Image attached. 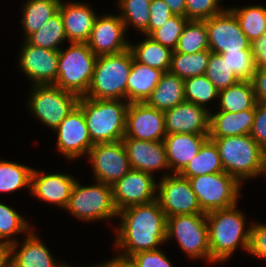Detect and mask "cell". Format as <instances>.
Returning a JSON list of instances; mask_svg holds the SVG:
<instances>
[{
  "label": "cell",
  "instance_id": "33",
  "mask_svg": "<svg viewBox=\"0 0 266 267\" xmlns=\"http://www.w3.org/2000/svg\"><path fill=\"white\" fill-rule=\"evenodd\" d=\"M228 9L236 16L250 43L266 33V7L256 4Z\"/></svg>",
  "mask_w": 266,
  "mask_h": 267
},
{
  "label": "cell",
  "instance_id": "11",
  "mask_svg": "<svg viewBox=\"0 0 266 267\" xmlns=\"http://www.w3.org/2000/svg\"><path fill=\"white\" fill-rule=\"evenodd\" d=\"M157 184V200L166 217L204 213L187 178L165 174Z\"/></svg>",
  "mask_w": 266,
  "mask_h": 267
},
{
  "label": "cell",
  "instance_id": "14",
  "mask_svg": "<svg viewBox=\"0 0 266 267\" xmlns=\"http://www.w3.org/2000/svg\"><path fill=\"white\" fill-rule=\"evenodd\" d=\"M57 133V150L67 160H75L87 155L94 146L83 110L77 105L54 130Z\"/></svg>",
  "mask_w": 266,
  "mask_h": 267
},
{
  "label": "cell",
  "instance_id": "48",
  "mask_svg": "<svg viewBox=\"0 0 266 267\" xmlns=\"http://www.w3.org/2000/svg\"><path fill=\"white\" fill-rule=\"evenodd\" d=\"M252 87L258 103L266 104V69L257 68L252 80Z\"/></svg>",
  "mask_w": 266,
  "mask_h": 267
},
{
  "label": "cell",
  "instance_id": "32",
  "mask_svg": "<svg viewBox=\"0 0 266 267\" xmlns=\"http://www.w3.org/2000/svg\"><path fill=\"white\" fill-rule=\"evenodd\" d=\"M29 44L48 50H60L63 41L67 40L63 20L58 11L37 31L25 39Z\"/></svg>",
  "mask_w": 266,
  "mask_h": 267
},
{
  "label": "cell",
  "instance_id": "28",
  "mask_svg": "<svg viewBox=\"0 0 266 267\" xmlns=\"http://www.w3.org/2000/svg\"><path fill=\"white\" fill-rule=\"evenodd\" d=\"M139 43H129V49L136 62L168 72L173 51L152 40L147 35Z\"/></svg>",
  "mask_w": 266,
  "mask_h": 267
},
{
  "label": "cell",
  "instance_id": "53",
  "mask_svg": "<svg viewBox=\"0 0 266 267\" xmlns=\"http://www.w3.org/2000/svg\"><path fill=\"white\" fill-rule=\"evenodd\" d=\"M265 176L266 177V150H264V154H263V160H262V165H261V171L259 176Z\"/></svg>",
  "mask_w": 266,
  "mask_h": 267
},
{
  "label": "cell",
  "instance_id": "38",
  "mask_svg": "<svg viewBox=\"0 0 266 267\" xmlns=\"http://www.w3.org/2000/svg\"><path fill=\"white\" fill-rule=\"evenodd\" d=\"M218 95L219 91L205 74L184 79L185 101L207 108L206 103L214 101Z\"/></svg>",
  "mask_w": 266,
  "mask_h": 267
},
{
  "label": "cell",
  "instance_id": "17",
  "mask_svg": "<svg viewBox=\"0 0 266 267\" xmlns=\"http://www.w3.org/2000/svg\"><path fill=\"white\" fill-rule=\"evenodd\" d=\"M18 56L23 74L33 85L54 84L57 80L59 50H48L29 44L25 39Z\"/></svg>",
  "mask_w": 266,
  "mask_h": 267
},
{
  "label": "cell",
  "instance_id": "30",
  "mask_svg": "<svg viewBox=\"0 0 266 267\" xmlns=\"http://www.w3.org/2000/svg\"><path fill=\"white\" fill-rule=\"evenodd\" d=\"M217 100L218 110L230 113L252 109L257 103L251 81H239L219 91Z\"/></svg>",
  "mask_w": 266,
  "mask_h": 267
},
{
  "label": "cell",
  "instance_id": "37",
  "mask_svg": "<svg viewBox=\"0 0 266 267\" xmlns=\"http://www.w3.org/2000/svg\"><path fill=\"white\" fill-rule=\"evenodd\" d=\"M152 0H118L117 7L121 14H118L124 23L125 29L128 26L135 27L143 33L149 25V7ZM133 25V26H132Z\"/></svg>",
  "mask_w": 266,
  "mask_h": 267
},
{
  "label": "cell",
  "instance_id": "46",
  "mask_svg": "<svg viewBox=\"0 0 266 267\" xmlns=\"http://www.w3.org/2000/svg\"><path fill=\"white\" fill-rule=\"evenodd\" d=\"M136 267H173L162 250L140 251L131 256Z\"/></svg>",
  "mask_w": 266,
  "mask_h": 267
},
{
  "label": "cell",
  "instance_id": "54",
  "mask_svg": "<svg viewBox=\"0 0 266 267\" xmlns=\"http://www.w3.org/2000/svg\"><path fill=\"white\" fill-rule=\"evenodd\" d=\"M89 267H100V266L99 265H94V266L92 265V266H89Z\"/></svg>",
  "mask_w": 266,
  "mask_h": 267
},
{
  "label": "cell",
  "instance_id": "16",
  "mask_svg": "<svg viewBox=\"0 0 266 267\" xmlns=\"http://www.w3.org/2000/svg\"><path fill=\"white\" fill-rule=\"evenodd\" d=\"M164 112L143 103H129L124 137L143 141H164Z\"/></svg>",
  "mask_w": 266,
  "mask_h": 267
},
{
  "label": "cell",
  "instance_id": "44",
  "mask_svg": "<svg viewBox=\"0 0 266 267\" xmlns=\"http://www.w3.org/2000/svg\"><path fill=\"white\" fill-rule=\"evenodd\" d=\"M257 258L266 259V224L251 222L248 252Z\"/></svg>",
  "mask_w": 266,
  "mask_h": 267
},
{
  "label": "cell",
  "instance_id": "40",
  "mask_svg": "<svg viewBox=\"0 0 266 267\" xmlns=\"http://www.w3.org/2000/svg\"><path fill=\"white\" fill-rule=\"evenodd\" d=\"M205 76L214 84L218 91L224 90L240 81L232 69H230L226 60L215 53L210 54Z\"/></svg>",
  "mask_w": 266,
  "mask_h": 267
},
{
  "label": "cell",
  "instance_id": "23",
  "mask_svg": "<svg viewBox=\"0 0 266 267\" xmlns=\"http://www.w3.org/2000/svg\"><path fill=\"white\" fill-rule=\"evenodd\" d=\"M208 135L189 133L167 134L164 138L167 161L172 174H179L199 153Z\"/></svg>",
  "mask_w": 266,
  "mask_h": 267
},
{
  "label": "cell",
  "instance_id": "27",
  "mask_svg": "<svg viewBox=\"0 0 266 267\" xmlns=\"http://www.w3.org/2000/svg\"><path fill=\"white\" fill-rule=\"evenodd\" d=\"M185 101L184 80L171 72H164L146 104L162 112Z\"/></svg>",
  "mask_w": 266,
  "mask_h": 267
},
{
  "label": "cell",
  "instance_id": "3",
  "mask_svg": "<svg viewBox=\"0 0 266 267\" xmlns=\"http://www.w3.org/2000/svg\"><path fill=\"white\" fill-rule=\"evenodd\" d=\"M128 105L126 100L79 98L93 144L123 139Z\"/></svg>",
  "mask_w": 266,
  "mask_h": 267
},
{
  "label": "cell",
  "instance_id": "41",
  "mask_svg": "<svg viewBox=\"0 0 266 267\" xmlns=\"http://www.w3.org/2000/svg\"><path fill=\"white\" fill-rule=\"evenodd\" d=\"M188 21L186 16L174 15L160 28L153 30L148 37L175 51L180 35Z\"/></svg>",
  "mask_w": 266,
  "mask_h": 267
},
{
  "label": "cell",
  "instance_id": "51",
  "mask_svg": "<svg viewBox=\"0 0 266 267\" xmlns=\"http://www.w3.org/2000/svg\"><path fill=\"white\" fill-rule=\"evenodd\" d=\"M0 267H12L11 244L0 242Z\"/></svg>",
  "mask_w": 266,
  "mask_h": 267
},
{
  "label": "cell",
  "instance_id": "19",
  "mask_svg": "<svg viewBox=\"0 0 266 267\" xmlns=\"http://www.w3.org/2000/svg\"><path fill=\"white\" fill-rule=\"evenodd\" d=\"M166 134H209V108L184 101L164 112Z\"/></svg>",
  "mask_w": 266,
  "mask_h": 267
},
{
  "label": "cell",
  "instance_id": "6",
  "mask_svg": "<svg viewBox=\"0 0 266 267\" xmlns=\"http://www.w3.org/2000/svg\"><path fill=\"white\" fill-rule=\"evenodd\" d=\"M97 56L87 42H70V46L59 50L57 80L54 85L79 97L89 90Z\"/></svg>",
  "mask_w": 266,
  "mask_h": 267
},
{
  "label": "cell",
  "instance_id": "1",
  "mask_svg": "<svg viewBox=\"0 0 266 267\" xmlns=\"http://www.w3.org/2000/svg\"><path fill=\"white\" fill-rule=\"evenodd\" d=\"M117 217H120V226L115 230L114 246L121 250L120 254L132 256L140 251L159 249L166 242L167 217L157 199L125 208Z\"/></svg>",
  "mask_w": 266,
  "mask_h": 267
},
{
  "label": "cell",
  "instance_id": "42",
  "mask_svg": "<svg viewBox=\"0 0 266 267\" xmlns=\"http://www.w3.org/2000/svg\"><path fill=\"white\" fill-rule=\"evenodd\" d=\"M226 60L230 69L236 74L240 81H251L256 72V64L251 50H238L219 54Z\"/></svg>",
  "mask_w": 266,
  "mask_h": 267
},
{
  "label": "cell",
  "instance_id": "5",
  "mask_svg": "<svg viewBox=\"0 0 266 267\" xmlns=\"http://www.w3.org/2000/svg\"><path fill=\"white\" fill-rule=\"evenodd\" d=\"M210 139L218 147L224 172L234 176L241 184L259 176L264 149L250 134Z\"/></svg>",
  "mask_w": 266,
  "mask_h": 267
},
{
  "label": "cell",
  "instance_id": "49",
  "mask_svg": "<svg viewBox=\"0 0 266 267\" xmlns=\"http://www.w3.org/2000/svg\"><path fill=\"white\" fill-rule=\"evenodd\" d=\"M250 49L256 67L266 69V33L251 42Z\"/></svg>",
  "mask_w": 266,
  "mask_h": 267
},
{
  "label": "cell",
  "instance_id": "34",
  "mask_svg": "<svg viewBox=\"0 0 266 267\" xmlns=\"http://www.w3.org/2000/svg\"><path fill=\"white\" fill-rule=\"evenodd\" d=\"M210 50L185 54L173 51L169 72L178 75L180 78L187 79L206 72Z\"/></svg>",
  "mask_w": 266,
  "mask_h": 267
},
{
  "label": "cell",
  "instance_id": "50",
  "mask_svg": "<svg viewBox=\"0 0 266 267\" xmlns=\"http://www.w3.org/2000/svg\"><path fill=\"white\" fill-rule=\"evenodd\" d=\"M100 267H136V264L131 256H125L118 253L111 260L98 264Z\"/></svg>",
  "mask_w": 266,
  "mask_h": 267
},
{
  "label": "cell",
  "instance_id": "39",
  "mask_svg": "<svg viewBox=\"0 0 266 267\" xmlns=\"http://www.w3.org/2000/svg\"><path fill=\"white\" fill-rule=\"evenodd\" d=\"M29 224L14 208L0 203V242L16 243L13 236L23 232L27 234L32 228Z\"/></svg>",
  "mask_w": 266,
  "mask_h": 267
},
{
  "label": "cell",
  "instance_id": "13",
  "mask_svg": "<svg viewBox=\"0 0 266 267\" xmlns=\"http://www.w3.org/2000/svg\"><path fill=\"white\" fill-rule=\"evenodd\" d=\"M204 21L208 31L209 50L212 53L251 50L247 36L228 7L222 13Z\"/></svg>",
  "mask_w": 266,
  "mask_h": 267
},
{
  "label": "cell",
  "instance_id": "26",
  "mask_svg": "<svg viewBox=\"0 0 266 267\" xmlns=\"http://www.w3.org/2000/svg\"><path fill=\"white\" fill-rule=\"evenodd\" d=\"M164 72L133 59L132 68L126 84V101L143 103L150 97Z\"/></svg>",
  "mask_w": 266,
  "mask_h": 267
},
{
  "label": "cell",
  "instance_id": "9",
  "mask_svg": "<svg viewBox=\"0 0 266 267\" xmlns=\"http://www.w3.org/2000/svg\"><path fill=\"white\" fill-rule=\"evenodd\" d=\"M28 96L29 110L42 124L54 131L78 105L79 96L54 84L33 85Z\"/></svg>",
  "mask_w": 266,
  "mask_h": 267
},
{
  "label": "cell",
  "instance_id": "35",
  "mask_svg": "<svg viewBox=\"0 0 266 267\" xmlns=\"http://www.w3.org/2000/svg\"><path fill=\"white\" fill-rule=\"evenodd\" d=\"M33 168L6 160H0V192L10 193L29 188L31 191V176Z\"/></svg>",
  "mask_w": 266,
  "mask_h": 267
},
{
  "label": "cell",
  "instance_id": "55",
  "mask_svg": "<svg viewBox=\"0 0 266 267\" xmlns=\"http://www.w3.org/2000/svg\"><path fill=\"white\" fill-rule=\"evenodd\" d=\"M63 267H71V266H69V265H67V264L65 263V265H64Z\"/></svg>",
  "mask_w": 266,
  "mask_h": 267
},
{
  "label": "cell",
  "instance_id": "22",
  "mask_svg": "<svg viewBox=\"0 0 266 267\" xmlns=\"http://www.w3.org/2000/svg\"><path fill=\"white\" fill-rule=\"evenodd\" d=\"M92 9L87 3L74 1L65 3L61 0L59 12L69 42L88 41L98 16Z\"/></svg>",
  "mask_w": 266,
  "mask_h": 267
},
{
  "label": "cell",
  "instance_id": "7",
  "mask_svg": "<svg viewBox=\"0 0 266 267\" xmlns=\"http://www.w3.org/2000/svg\"><path fill=\"white\" fill-rule=\"evenodd\" d=\"M96 184L83 186L75 181L66 211L83 221L114 219L118 210L113 200L111 185L96 181Z\"/></svg>",
  "mask_w": 266,
  "mask_h": 267
},
{
  "label": "cell",
  "instance_id": "31",
  "mask_svg": "<svg viewBox=\"0 0 266 267\" xmlns=\"http://www.w3.org/2000/svg\"><path fill=\"white\" fill-rule=\"evenodd\" d=\"M61 0H27L23 4L21 23L24 39L37 31L59 11Z\"/></svg>",
  "mask_w": 266,
  "mask_h": 267
},
{
  "label": "cell",
  "instance_id": "45",
  "mask_svg": "<svg viewBox=\"0 0 266 267\" xmlns=\"http://www.w3.org/2000/svg\"><path fill=\"white\" fill-rule=\"evenodd\" d=\"M150 20L148 28L143 32V35H149L153 30L160 28L174 14L171 12L164 0H152L150 7Z\"/></svg>",
  "mask_w": 266,
  "mask_h": 267
},
{
  "label": "cell",
  "instance_id": "8",
  "mask_svg": "<svg viewBox=\"0 0 266 267\" xmlns=\"http://www.w3.org/2000/svg\"><path fill=\"white\" fill-rule=\"evenodd\" d=\"M172 237L177 239L180 248L191 259L200 258L215 263L210 257L206 213L167 217L166 242Z\"/></svg>",
  "mask_w": 266,
  "mask_h": 267
},
{
  "label": "cell",
  "instance_id": "15",
  "mask_svg": "<svg viewBox=\"0 0 266 267\" xmlns=\"http://www.w3.org/2000/svg\"><path fill=\"white\" fill-rule=\"evenodd\" d=\"M149 173L131 169L113 186V200L119 211L157 199V181Z\"/></svg>",
  "mask_w": 266,
  "mask_h": 267
},
{
  "label": "cell",
  "instance_id": "25",
  "mask_svg": "<svg viewBox=\"0 0 266 267\" xmlns=\"http://www.w3.org/2000/svg\"><path fill=\"white\" fill-rule=\"evenodd\" d=\"M255 116V107L240 112L210 111L209 138H224L250 134Z\"/></svg>",
  "mask_w": 266,
  "mask_h": 267
},
{
  "label": "cell",
  "instance_id": "21",
  "mask_svg": "<svg viewBox=\"0 0 266 267\" xmlns=\"http://www.w3.org/2000/svg\"><path fill=\"white\" fill-rule=\"evenodd\" d=\"M76 179L64 173L46 174L33 169L31 176L32 196L66 209Z\"/></svg>",
  "mask_w": 266,
  "mask_h": 267
},
{
  "label": "cell",
  "instance_id": "52",
  "mask_svg": "<svg viewBox=\"0 0 266 267\" xmlns=\"http://www.w3.org/2000/svg\"><path fill=\"white\" fill-rule=\"evenodd\" d=\"M174 15L185 16L186 0H164Z\"/></svg>",
  "mask_w": 266,
  "mask_h": 267
},
{
  "label": "cell",
  "instance_id": "24",
  "mask_svg": "<svg viewBox=\"0 0 266 267\" xmlns=\"http://www.w3.org/2000/svg\"><path fill=\"white\" fill-rule=\"evenodd\" d=\"M12 267H63L65 262L58 264L47 246L31 229L18 250V241L11 244ZM18 250V251H17Z\"/></svg>",
  "mask_w": 266,
  "mask_h": 267
},
{
  "label": "cell",
  "instance_id": "47",
  "mask_svg": "<svg viewBox=\"0 0 266 267\" xmlns=\"http://www.w3.org/2000/svg\"><path fill=\"white\" fill-rule=\"evenodd\" d=\"M250 136L266 150V104L256 103L253 127Z\"/></svg>",
  "mask_w": 266,
  "mask_h": 267
},
{
  "label": "cell",
  "instance_id": "18",
  "mask_svg": "<svg viewBox=\"0 0 266 267\" xmlns=\"http://www.w3.org/2000/svg\"><path fill=\"white\" fill-rule=\"evenodd\" d=\"M126 31L119 15L97 16L87 41L88 47L96 56L121 53L129 48Z\"/></svg>",
  "mask_w": 266,
  "mask_h": 267
},
{
  "label": "cell",
  "instance_id": "4",
  "mask_svg": "<svg viewBox=\"0 0 266 267\" xmlns=\"http://www.w3.org/2000/svg\"><path fill=\"white\" fill-rule=\"evenodd\" d=\"M133 59L129 48L118 54L97 56L93 78L85 97L126 100V84Z\"/></svg>",
  "mask_w": 266,
  "mask_h": 267
},
{
  "label": "cell",
  "instance_id": "36",
  "mask_svg": "<svg viewBox=\"0 0 266 267\" xmlns=\"http://www.w3.org/2000/svg\"><path fill=\"white\" fill-rule=\"evenodd\" d=\"M203 50H209L205 21L189 20L180 35L175 51L192 54Z\"/></svg>",
  "mask_w": 266,
  "mask_h": 267
},
{
  "label": "cell",
  "instance_id": "2",
  "mask_svg": "<svg viewBox=\"0 0 266 267\" xmlns=\"http://www.w3.org/2000/svg\"><path fill=\"white\" fill-rule=\"evenodd\" d=\"M237 206L206 213L210 257L215 263L228 261L238 246L248 252L251 224L245 228L246 217Z\"/></svg>",
  "mask_w": 266,
  "mask_h": 267
},
{
  "label": "cell",
  "instance_id": "20",
  "mask_svg": "<svg viewBox=\"0 0 266 267\" xmlns=\"http://www.w3.org/2000/svg\"><path fill=\"white\" fill-rule=\"evenodd\" d=\"M131 169L153 175L154 171L170 170L164 141H143L123 137Z\"/></svg>",
  "mask_w": 266,
  "mask_h": 267
},
{
  "label": "cell",
  "instance_id": "10",
  "mask_svg": "<svg viewBox=\"0 0 266 267\" xmlns=\"http://www.w3.org/2000/svg\"><path fill=\"white\" fill-rule=\"evenodd\" d=\"M188 180L204 213L234 206L239 200L242 185L226 172L205 174Z\"/></svg>",
  "mask_w": 266,
  "mask_h": 267
},
{
  "label": "cell",
  "instance_id": "43",
  "mask_svg": "<svg viewBox=\"0 0 266 267\" xmlns=\"http://www.w3.org/2000/svg\"><path fill=\"white\" fill-rule=\"evenodd\" d=\"M220 0H186L185 16L188 20L204 21L222 13Z\"/></svg>",
  "mask_w": 266,
  "mask_h": 267
},
{
  "label": "cell",
  "instance_id": "29",
  "mask_svg": "<svg viewBox=\"0 0 266 267\" xmlns=\"http://www.w3.org/2000/svg\"><path fill=\"white\" fill-rule=\"evenodd\" d=\"M224 172L218 147L208 138L199 150V153L179 173L184 178H193L205 174Z\"/></svg>",
  "mask_w": 266,
  "mask_h": 267
},
{
  "label": "cell",
  "instance_id": "12",
  "mask_svg": "<svg viewBox=\"0 0 266 267\" xmlns=\"http://www.w3.org/2000/svg\"><path fill=\"white\" fill-rule=\"evenodd\" d=\"M87 156L93 167L94 179L111 186L131 170L122 141L94 144Z\"/></svg>",
  "mask_w": 266,
  "mask_h": 267
}]
</instances>
